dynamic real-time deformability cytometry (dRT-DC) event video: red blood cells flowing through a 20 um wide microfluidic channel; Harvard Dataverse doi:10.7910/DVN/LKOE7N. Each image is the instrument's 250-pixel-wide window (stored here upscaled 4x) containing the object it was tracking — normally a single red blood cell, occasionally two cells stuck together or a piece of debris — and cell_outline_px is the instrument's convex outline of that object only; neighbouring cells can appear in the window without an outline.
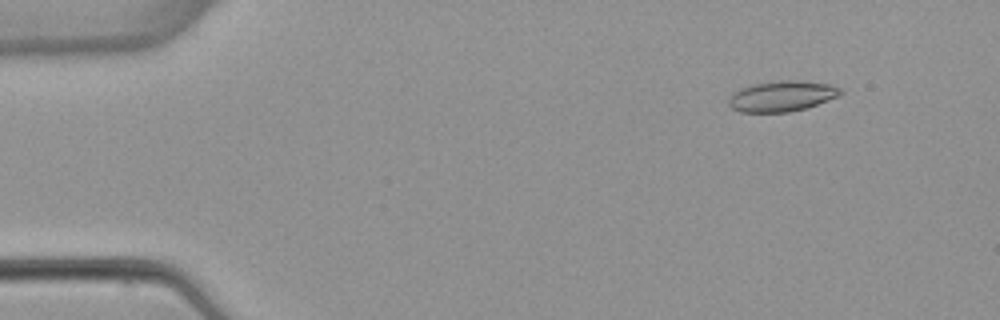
{"species": "common noctule bat (a hibernating species)", "species_latin": "Nyctalus noctula", "temperature_condition": "warm", "stored_images_in_passage": 7, "camera_frame_rate_fps": 3000, "um_per_image_px": 0.085, "animal": {"sex": "female", "body_mass_g": 22.7, "forearm_length_mm": 54.2}, "frame": {"image": 1, "passage_image": 2, "time_ms": 1.333, "image_size_px": [1000, 320], "cell_outline_px": [[844, 92], [840, 96], [808, 108], [788, 112], [740, 112], [732, 108], [728, 104], [728, 100], [732, 92], [740, 88], [752, 84], [780, 80], [788, 80], [832, 84], [840, 88]], "centroid_in_image_um": [66.47, 8.18], "position_along_channel_um": 18.5, "area_um2": 20.17}}
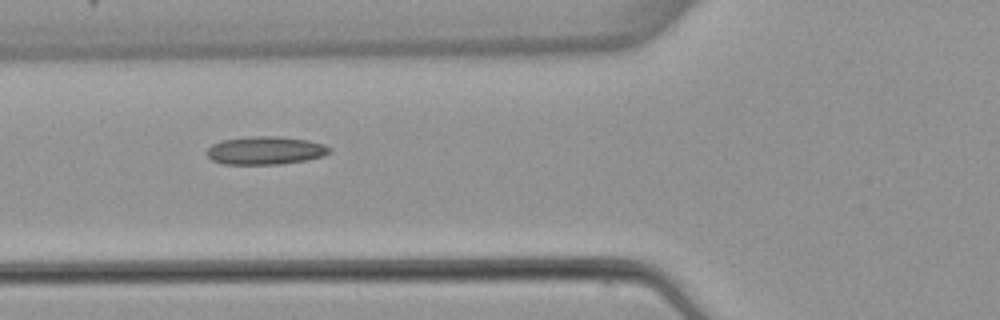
{"frame": {"image": 2, "passage_image": 6, "time_ms": 6.0, "image_size_px": [1000, 320], "cell_outline_px": [[332, 152], [324, 156], [304, 160], [280, 164], [220, 164], [212, 160], [208, 156], [208, 148], [212, 144], [224, 140], [252, 136], [280, 136], [308, 140], [324, 144], [332, 148]], "centroid_in_image_um": [22.6, 12.79], "position_along_channel_um": 103.2, "area_um2": 20.11}}
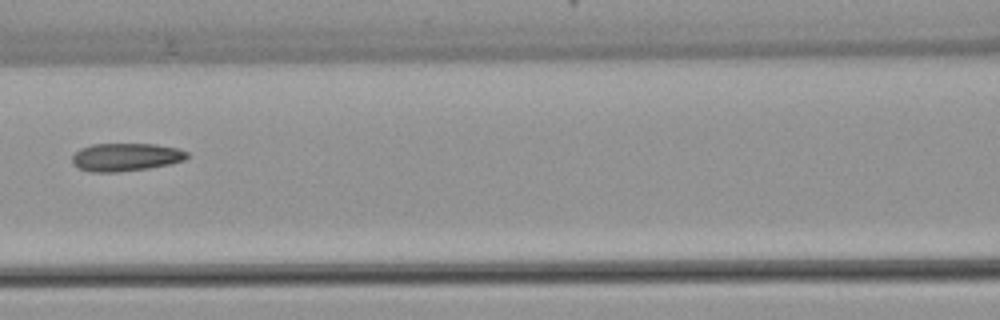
{"frame": {"image": 3, "passage_image": 7, "time_ms": 7.333, "image_size_px": [1000, 320], "cell_outline_px": [[188, 156], [184, 160], [168, 164], [148, 168], [116, 172], [92, 172], [80, 168], [72, 164], [72, 156], [80, 148], [92, 144], [156, 144], [176, 148], [188, 152]], "centroid_in_image_um": [10.67, 13.35], "position_along_channel_um": 155.9, "area_um2": 18.61}}